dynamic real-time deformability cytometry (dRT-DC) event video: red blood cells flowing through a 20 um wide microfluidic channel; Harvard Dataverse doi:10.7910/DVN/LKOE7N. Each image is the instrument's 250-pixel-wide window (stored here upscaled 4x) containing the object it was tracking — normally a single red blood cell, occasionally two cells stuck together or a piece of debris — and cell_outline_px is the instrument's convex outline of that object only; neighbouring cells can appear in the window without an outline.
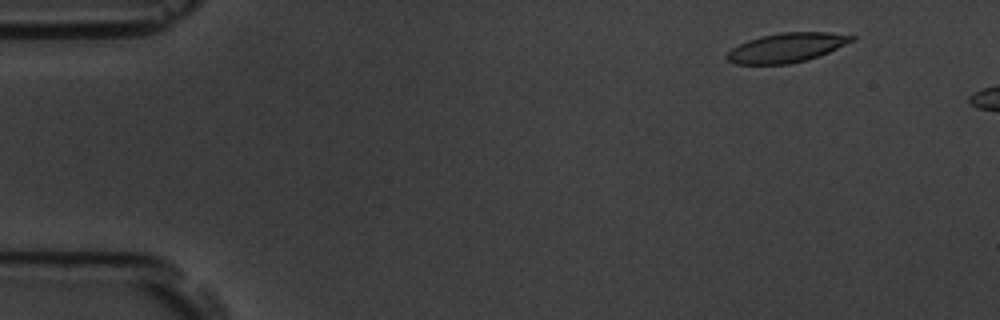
{"species": "common noctule bat (a hibernating species)", "species_latin": "Nyctalus noctula", "temperature_condition": "room temperature", "stored_images_in_passage": 4, "camera_frame_rate_fps": 3000, "um_per_image_px": 0.085, "animal": {"sex": "male", "body_mass_g": 19.5, "forearm_length_mm": 54.6}, "frame": {"image": 1, "passage_image": 2, "time_ms": 1.333, "image_size_px": [1000, 320], "cell_outline_px": [[856, 40], [828, 52], [804, 60], [788, 64], [736, 64], [728, 60], [724, 56], [732, 48], [748, 40], [760, 36], [780, 32], [828, 32], [856, 36]], "centroid_in_image_um": [66.86, 4.04], "position_along_channel_um": 18.1, "area_um2": 21.21}}